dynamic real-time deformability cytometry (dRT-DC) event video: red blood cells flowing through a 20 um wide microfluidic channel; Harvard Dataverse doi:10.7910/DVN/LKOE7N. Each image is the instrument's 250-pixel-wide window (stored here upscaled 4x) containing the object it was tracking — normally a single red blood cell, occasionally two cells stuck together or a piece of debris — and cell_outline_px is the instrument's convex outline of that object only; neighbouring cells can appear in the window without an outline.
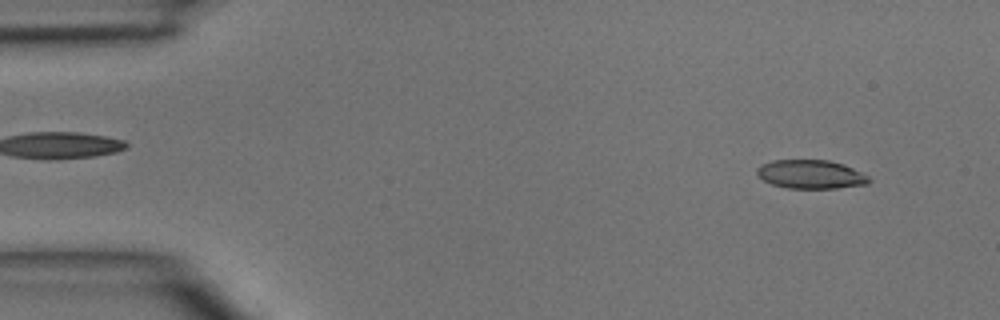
{"species": "common noctule bat (a hibernating species)", "species_latin": "Nyctalus noctula", "temperature_condition": "room temperature", "stored_images_in_passage": 44, "camera_frame_rate_fps": 3000, "um_per_image_px": 0.085, "animal": {"sex": "male", "body_mass_g": 15.6}, "frame": {"image": 1, "passage_image": 3, "time_ms": 0.667, "image_size_px": [1000, 320], "cell_outline_px": [[872, 180], [868, 184], [836, 188], [788, 188], [772, 184], [764, 180], [756, 172], [756, 168], [760, 164], [772, 160], [828, 160], [844, 164], [868, 176]], "centroid_in_image_um": [68.91, 14.81], "position_along_channel_um": 16.1, "area_um2": 18.73}}
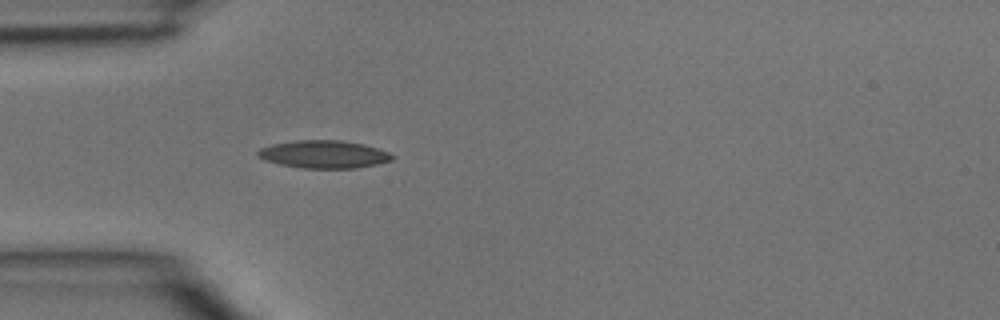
{"frame": {"image": 2, "passage_image": 12, "time_ms": 3.667, "image_size_px": [1000, 320], "cell_outline_px": [[396, 156], [392, 160], [376, 164], [356, 168], [300, 168], [280, 164], [264, 160], [256, 156], [256, 152], [260, 148], [272, 144], [296, 140], [340, 140], [364, 144], [388, 152]], "centroid_in_image_um": [27.5, 13.11], "position_along_channel_um": 57.5, "area_um2": 21.79}}
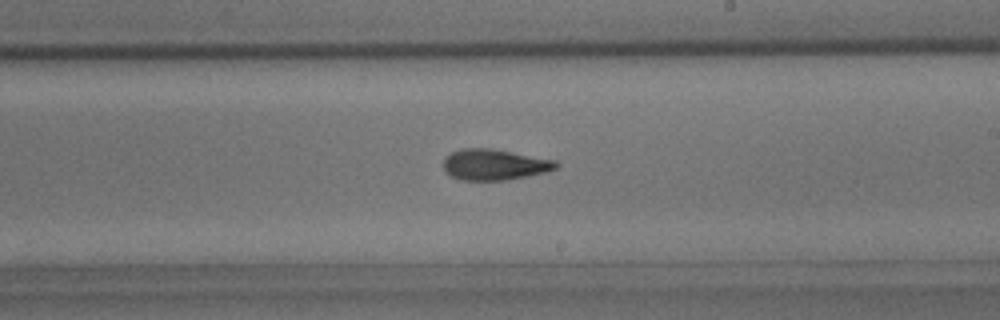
{"frame": {"image": 3, "passage_image": 25, "time_ms": 8.0, "image_size_px": [1000, 320], "cell_outline_px": [[560, 164], [556, 168], [544, 172], [528, 176], [504, 180], [460, 180], [452, 176], [444, 168], [444, 156], [460, 148], [492, 148], [556, 160]], "centroid_in_image_um": [42.03, 13.98], "position_along_channel_um": 247.0, "area_um2": 20.29}}